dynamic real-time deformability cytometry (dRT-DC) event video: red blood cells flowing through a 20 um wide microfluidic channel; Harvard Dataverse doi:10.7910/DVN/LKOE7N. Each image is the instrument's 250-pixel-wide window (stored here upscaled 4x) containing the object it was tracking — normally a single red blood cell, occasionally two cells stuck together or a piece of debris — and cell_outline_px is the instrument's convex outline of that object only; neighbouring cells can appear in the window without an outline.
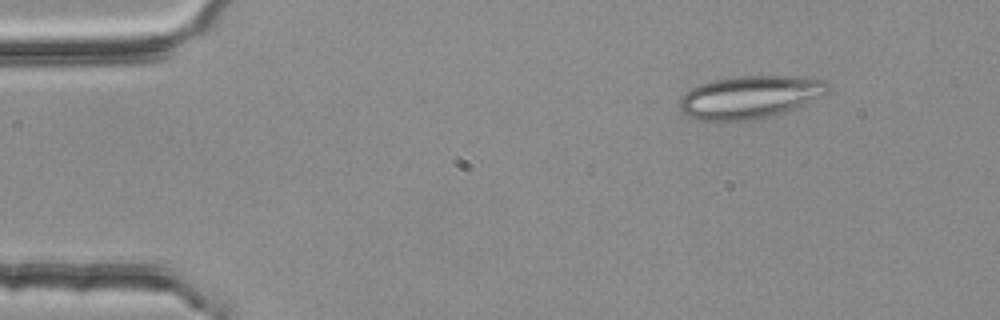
{"species": "common noctule bat (a hibernating species)", "species_latin": "Nyctalus noctula", "temperature_condition": "room temperature", "stored_images_in_passage": 3, "camera_frame_rate_fps": 3000, "um_per_image_px": 0.085, "animal": {"sex": "female", "body_mass_g": 25.1}, "frame": {"image": 1, "passage_image": 1, "time_ms": 0.0, "image_size_px": [1000, 320], "cell_outline_px": [[832, 88], [824, 96], [784, 112], [768, 116], [748, 120], [720, 124], [692, 120], [680, 112], [680, 96], [692, 88], [700, 84], [716, 80], [740, 76], [816, 76], [828, 84]], "centroid_in_image_um": [63.72, 8.28], "position_along_channel_um": 21.3, "area_um2": 37.92}}